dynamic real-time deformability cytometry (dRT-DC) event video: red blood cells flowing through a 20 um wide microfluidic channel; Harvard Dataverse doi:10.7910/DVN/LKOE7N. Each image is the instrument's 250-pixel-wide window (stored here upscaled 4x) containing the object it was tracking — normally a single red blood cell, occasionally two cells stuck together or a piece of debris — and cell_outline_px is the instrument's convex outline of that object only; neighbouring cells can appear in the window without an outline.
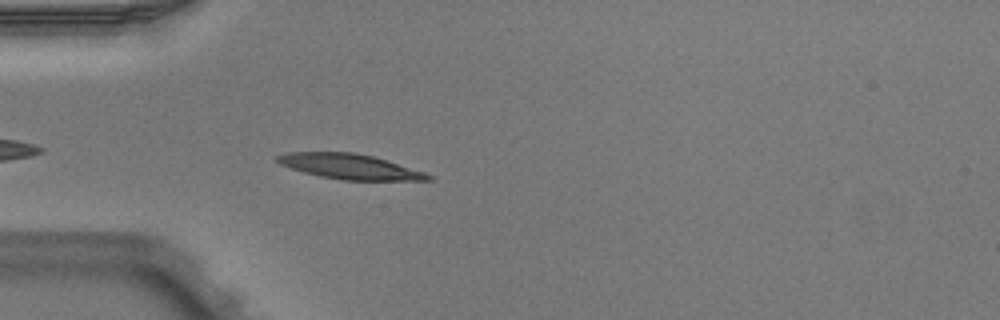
{"species": "Egyptian fruit bat (a non-hibernating species)", "species_latin": "Rousettus aegyptiacus", "temperature_condition": "warm", "stored_images_in_passage": 4, "camera_frame_rate_fps": 3000, "um_per_image_px": 0.085, "animal": {"sex": "male"}, "frame": {"image": 1, "passage_image": 4, "time_ms": 1.0, "image_size_px": [1000, 320], "cell_outline_px": [[436, 180], [340, 180], [320, 176], [304, 172], [280, 164], [276, 160], [276, 156], [288, 152], [352, 152], [372, 156], [424, 172], [432, 176]], "centroid_in_image_um": [29.72, 14.16], "position_along_channel_um": 55.3, "area_um2": 21.79}}